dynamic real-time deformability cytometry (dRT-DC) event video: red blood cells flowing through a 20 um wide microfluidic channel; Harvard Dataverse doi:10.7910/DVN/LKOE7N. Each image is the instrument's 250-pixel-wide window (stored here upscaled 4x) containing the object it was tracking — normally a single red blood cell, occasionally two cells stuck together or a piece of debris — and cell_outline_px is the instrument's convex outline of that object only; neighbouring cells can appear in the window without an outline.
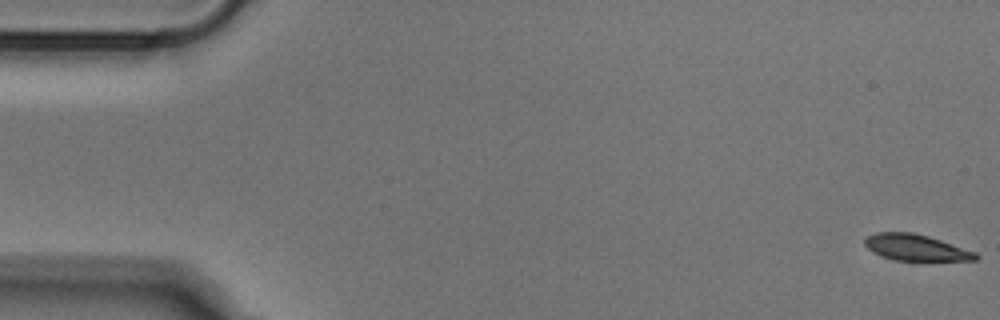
{"species": "Egyptian fruit bat (a non-hibernating species)", "species_latin": "Rousettus aegyptiacus", "temperature_condition": "cold", "stored_images_in_passage": 16, "camera_frame_rate_fps": 3000, "um_per_image_px": 0.085, "animal": {"sex": "male"}, "frame": {"image": 1, "passage_image": 1, "time_ms": 0.0, "image_size_px": [1000, 320], "cell_outline_px": [[980, 256], [976, 260], [896, 260], [872, 252], [864, 244], [864, 236], [876, 232], [912, 232], [928, 236], [976, 252]], "centroid_in_image_um": [77.81, 21.02], "position_along_channel_um": 7.2, "area_um2": 16.82}}
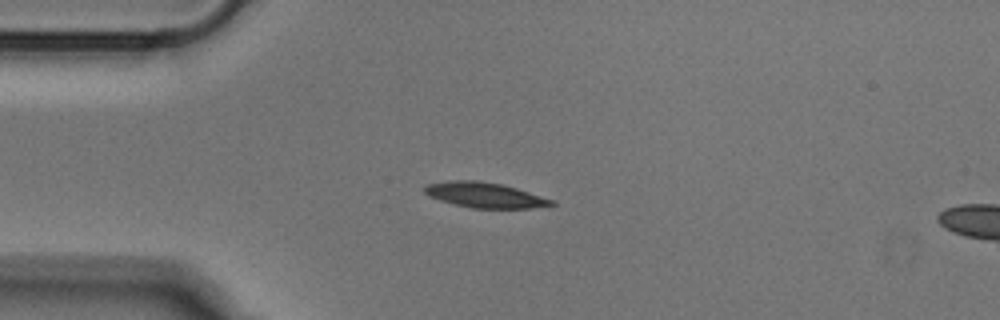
{"frame": {"image": 2, "passage_image": 13, "time_ms": 4.0, "image_size_px": [1000, 320], "cell_outline_px": [[556, 204], [528, 208], [472, 208], [440, 200], [428, 196], [424, 192], [424, 184], [452, 180], [480, 180], [504, 184], [552, 200]], "centroid_in_image_um": [41.14, 16.56], "position_along_channel_um": 43.9, "area_um2": 18.55}}